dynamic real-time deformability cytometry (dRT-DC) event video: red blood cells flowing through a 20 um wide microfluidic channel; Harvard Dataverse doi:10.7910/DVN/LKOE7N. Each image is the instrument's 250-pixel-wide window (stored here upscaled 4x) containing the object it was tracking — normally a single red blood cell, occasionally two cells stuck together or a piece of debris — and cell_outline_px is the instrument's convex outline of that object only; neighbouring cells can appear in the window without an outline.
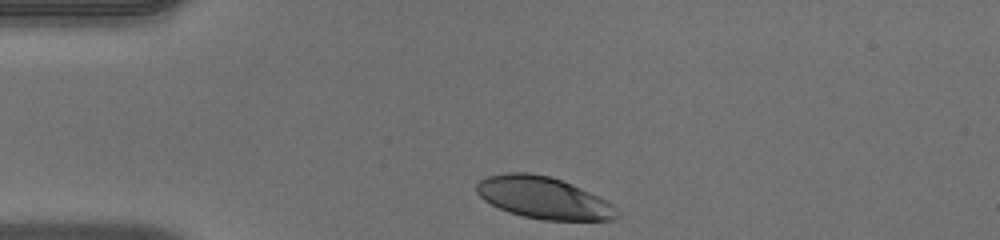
{"species": "human", "species_latin": "Homo sapiens", "temperature_condition": "warm", "stored_images_in_passage": 32, "camera_frame_rate_fps": 3000, "um_per_image_px": 0.085, "donor": {"sex": "male"}, "frame": {"image": 1, "passage_image": 1, "time_ms": 0.0, "image_size_px": [1000, 240], "cell_outline_px": [[616, 220], [544, 220], [524, 216], [508, 212], [484, 200], [476, 192], [476, 184], [480, 180], [488, 176], [508, 172], [528, 172], [548, 176], [572, 184], [612, 204], [616, 208]], "centroid_in_image_um": [46.16, 16.81], "position_along_channel_um": 38.8, "area_um2": 33.81}}
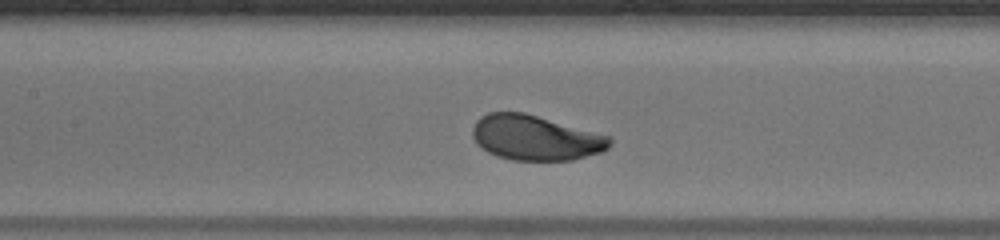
{"frame": {"image": 2, "passage_image": 13, "time_ms": 4.0, "image_size_px": [1000, 240], "cell_outline_px": [[612, 144], [608, 148], [600, 152], [572, 160], [512, 160], [496, 156], [488, 152], [476, 144], [472, 136], [472, 128], [476, 120], [480, 116], [488, 112], [524, 112], [608, 136], [612, 140]], "centroid_in_image_um": [45.45, 11.71], "position_along_channel_um": 161.9, "area_um2": 35.89}}
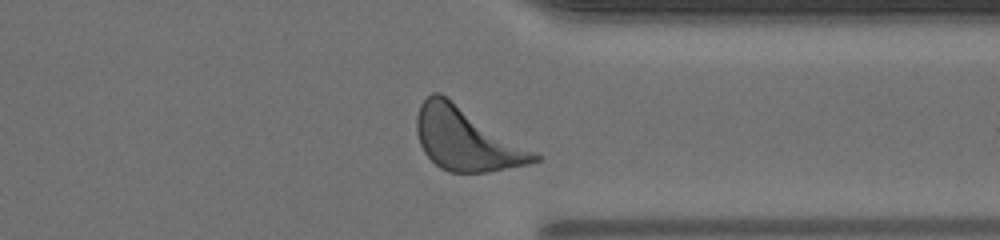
{"frame": {"image": 3, "passage_image": 29, "time_ms": 9.333, "image_size_px": [1000, 240], "cell_outline_px": [[544, 156], [540, 160], [528, 164], [488, 172], [448, 172], [440, 168], [424, 152], [420, 144], [416, 132], [416, 116], [420, 104], [432, 92], [440, 92]], "centroid_in_image_um": [39.66, 11.82], "position_along_channel_um": 371.7, "area_um2": 43.29}, "authors_computed_cell_mechanics": {"area_um2": 36.1539, "velocity_mm_per_s": 3.9691, "shape_relaxation_time_tau1_ms": 1.8158, "shape_relaxation_time_tau2_ms": null, "deformation_change_tau1": 0.1154, "deformation_change_tau2": null}}